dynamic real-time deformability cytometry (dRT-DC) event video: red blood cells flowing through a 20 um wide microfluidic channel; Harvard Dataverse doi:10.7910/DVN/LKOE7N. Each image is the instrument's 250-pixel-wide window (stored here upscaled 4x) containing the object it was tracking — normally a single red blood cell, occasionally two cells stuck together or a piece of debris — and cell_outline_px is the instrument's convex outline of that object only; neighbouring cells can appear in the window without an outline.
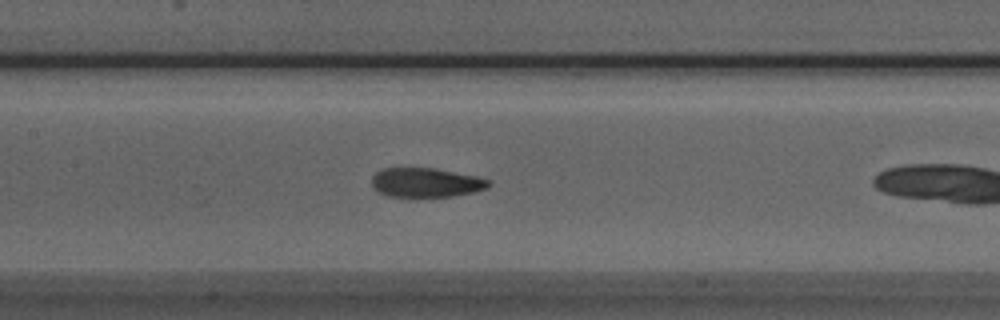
{"species": "Egyptian fruit bat (a non-hibernating species)", "species_latin": "Rousettus aegyptiacus", "temperature_condition": "room temperature", "stored_images_in_passage": 15, "camera_frame_rate_fps": 3000, "um_per_image_px": 0.085, "animal": {"sex": "male"}, "frame": {"image": 1, "passage_image": 11, "time_ms": 3.333, "image_size_px": [1000, 320], "cell_outline_px": [[492, 184], [488, 188], [476, 192], [452, 196], [388, 196], [376, 192], [372, 184], [372, 176], [376, 172], [384, 168], [436, 168], [476, 176], [492, 180]], "centroid_in_image_um": [36.24, 15.51], "position_along_channel_um": 171.2, "area_um2": 20.11}}